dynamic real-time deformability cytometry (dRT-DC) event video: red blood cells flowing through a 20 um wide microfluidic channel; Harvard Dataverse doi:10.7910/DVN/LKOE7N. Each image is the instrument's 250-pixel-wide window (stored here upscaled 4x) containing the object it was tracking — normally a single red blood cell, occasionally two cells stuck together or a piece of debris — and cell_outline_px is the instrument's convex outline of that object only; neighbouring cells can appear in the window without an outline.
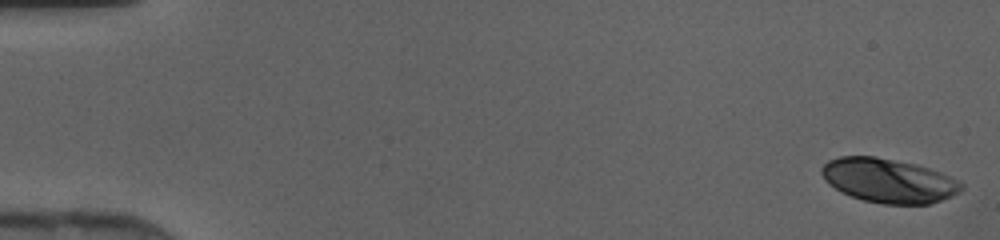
{"species": "human", "species_latin": "Homo sapiens", "temperature_condition": "cold", "stored_images_in_passage": 46, "camera_frame_rate_fps": 3000, "um_per_image_px": 0.085, "donor": {"sex": "female"}, "frame": {"image": 1, "passage_image": 1, "time_ms": 0.0, "image_size_px": [1000, 240], "cell_outline_px": [[964, 188], [960, 192], [952, 196], [928, 204], [884, 204], [864, 200], [840, 192], [828, 184], [824, 180], [820, 172], [820, 168], [828, 160], [840, 156], [876, 156], [916, 164], [940, 172], [960, 180], [964, 184]], "centroid_in_image_um": [75.52, 15.34], "position_along_channel_um": 9.5, "area_um2": 36.24}}
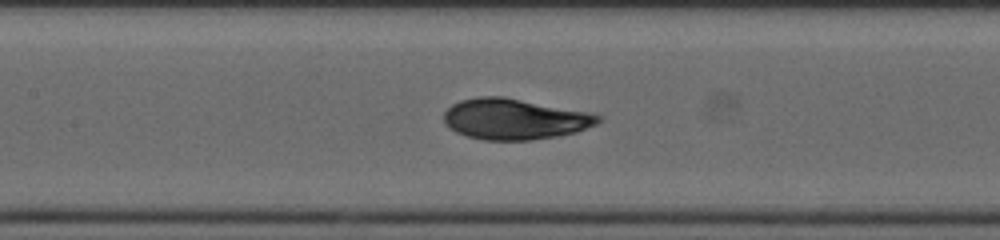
{"frame": {"image": 2, "passage_image": 22, "time_ms": 7.0, "image_size_px": [1000, 240], "cell_outline_px": [[600, 120], [596, 124], [576, 132], [556, 136], [532, 140], [484, 140], [468, 136], [456, 132], [448, 128], [444, 124], [444, 112], [452, 104], [460, 100], [476, 96], [504, 96], [588, 112], [600, 116]], "centroid_in_image_um": [43.68, 10.11], "position_along_channel_um": 163.7, "area_um2": 36.7}}
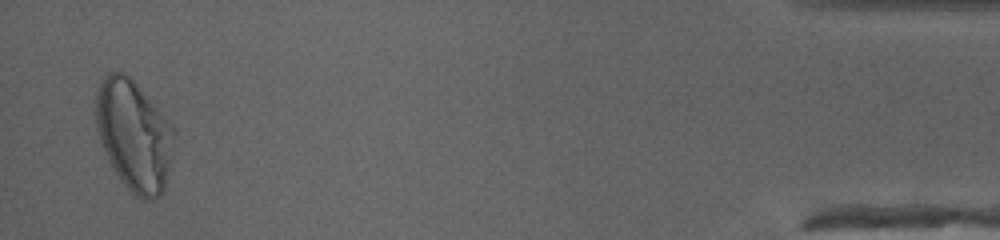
{"frame": {"image": 3, "passage_image": 45, "time_ms": 14.667, "image_size_px": [1000, 240], "cell_outline_px": [[176, 132], [164, 188], [160, 196], [152, 200], [144, 200], [132, 196], [120, 180], [112, 168], [104, 152], [96, 128], [96, 84], [108, 72], [124, 72], [136, 84], [176, 128]], "centroid_in_image_um": [11.37, 11.52], "position_along_channel_um": 423.8, "area_um2": 50.81}}